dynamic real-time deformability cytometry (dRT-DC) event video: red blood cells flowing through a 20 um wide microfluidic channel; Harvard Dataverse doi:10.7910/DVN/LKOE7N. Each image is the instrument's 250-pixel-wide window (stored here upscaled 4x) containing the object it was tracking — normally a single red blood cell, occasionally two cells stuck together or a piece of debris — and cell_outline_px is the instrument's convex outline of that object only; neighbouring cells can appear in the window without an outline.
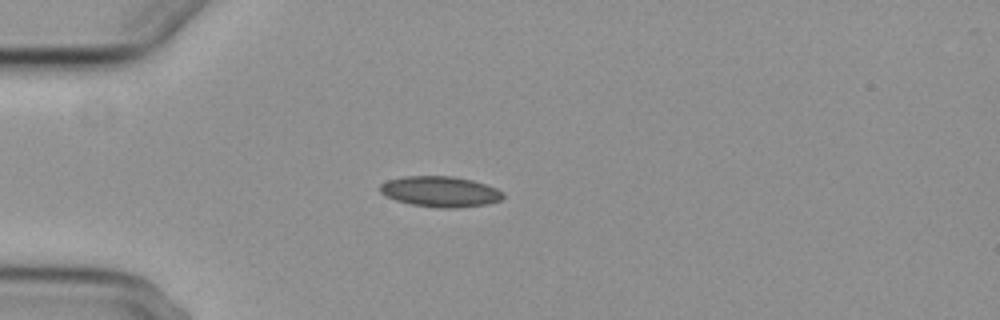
{"species": "common noctule bat (a hibernating species)", "species_latin": "Nyctalus noctula", "temperature_condition": "cold", "stored_images_in_passage": 3, "camera_frame_rate_fps": 3000, "um_per_image_px": 0.085, "animal": {"sex": "female", "body_mass_g": 29.2, "forearm_length_mm": 56.3}, "frame": {"image": 1, "passage_image": 1, "time_ms": 0.0, "image_size_px": [1000, 320], "cell_outline_px": [[504, 196], [500, 200], [488, 204], [456, 208], [436, 208], [412, 204], [396, 200], [384, 196], [380, 192], [380, 184], [388, 180], [404, 176], [452, 176], [472, 180], [496, 188], [504, 192]], "centroid_in_image_um": [37.42, 16.29], "position_along_channel_um": 47.6, "area_um2": 22.02}}
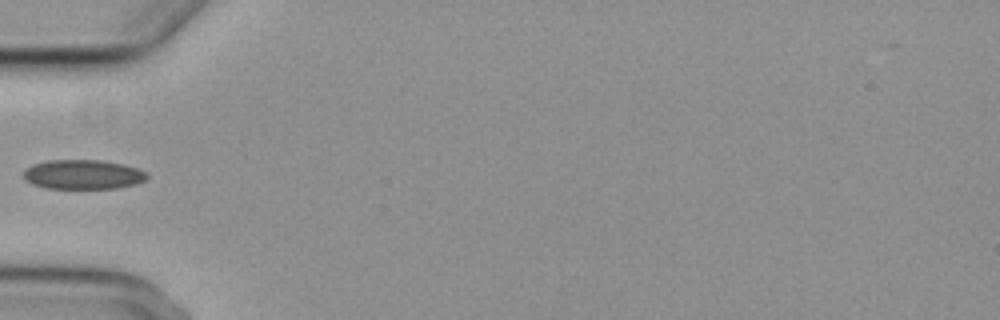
{"frame": {"image": 2, "passage_image": 2, "time_ms": 1.333, "image_size_px": [1000, 320], "cell_outline_px": [[148, 180], [136, 184], [116, 188], [44, 188], [32, 184], [24, 180], [24, 168], [32, 164], [48, 160], [100, 160], [124, 164], [140, 168], [148, 172]], "centroid_in_image_um": [7.08, 14.82], "position_along_channel_um": 77.9, "area_um2": 21.56}}
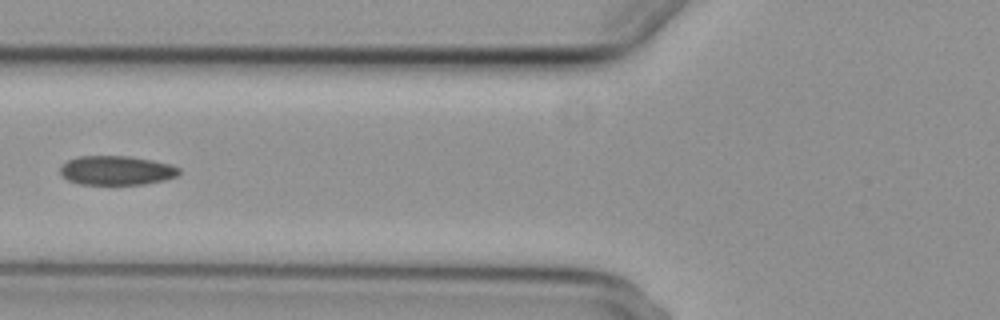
{"frame": {"image": 3, "passage_image": 3, "time_ms": 2.333, "image_size_px": [1000, 320], "cell_outline_px": [[180, 172], [176, 176], [164, 180], [144, 184], [80, 184], [68, 180], [60, 172], [60, 168], [68, 160], [76, 156], [128, 156], [152, 160], [172, 164], [180, 168]], "centroid_in_image_um": [9.92, 14.48], "position_along_channel_um": 115.9, "area_um2": 20.17}}